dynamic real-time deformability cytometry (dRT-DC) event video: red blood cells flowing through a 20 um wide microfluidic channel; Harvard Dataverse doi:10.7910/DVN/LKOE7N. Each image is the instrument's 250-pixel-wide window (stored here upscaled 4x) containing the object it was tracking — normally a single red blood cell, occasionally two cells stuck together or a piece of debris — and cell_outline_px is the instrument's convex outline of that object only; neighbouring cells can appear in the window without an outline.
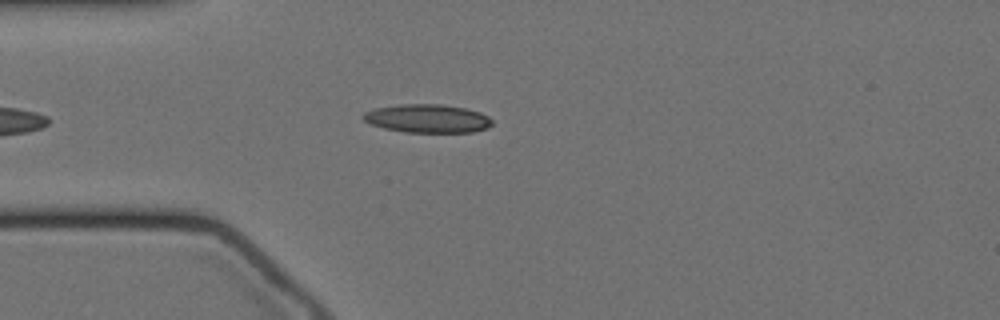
{"species": "Egyptian fruit bat (a non-hibernating species)", "species_latin": "Rousettus aegyptiacus", "temperature_condition": "cold", "stored_images_in_passage": 32, "camera_frame_rate_fps": 3000, "um_per_image_px": 0.085, "animal": {"sex": "female"}, "frame": {"image": 1, "passage_image": 6, "time_ms": 1.667, "image_size_px": [1000, 320], "cell_outline_px": [[492, 124], [488, 128], [472, 132], [404, 132], [384, 128], [372, 124], [364, 120], [360, 116], [364, 112], [376, 108], [400, 104], [440, 104], [464, 108], [480, 112], [488, 116], [492, 120]], "centroid_in_image_um": [36.33, 10.07], "position_along_channel_um": 48.7, "area_um2": 21.33}}
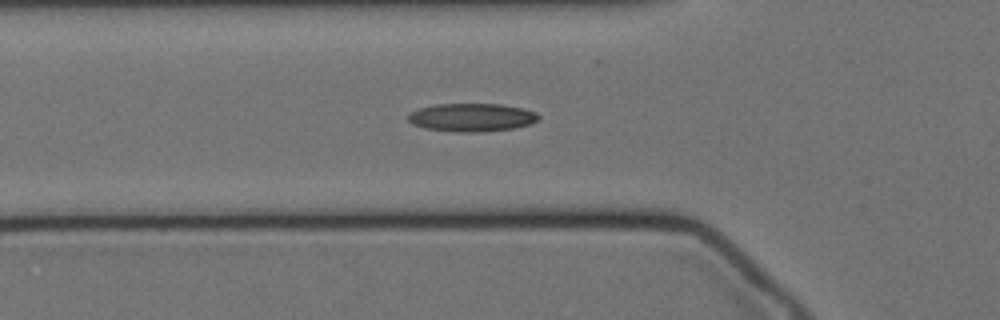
{"frame": {"image": 2, "passage_image": 10, "time_ms": 3.0, "image_size_px": [1000, 320], "cell_outline_px": [[540, 116], [532, 124], [516, 128], [484, 132], [456, 132], [424, 128], [412, 124], [408, 120], [408, 112], [420, 108], [436, 104], [500, 104], [524, 108], [536, 112]], "centroid_in_image_um": [40.11, 9.98], "position_along_channel_um": 85.7, "area_um2": 21.68}}
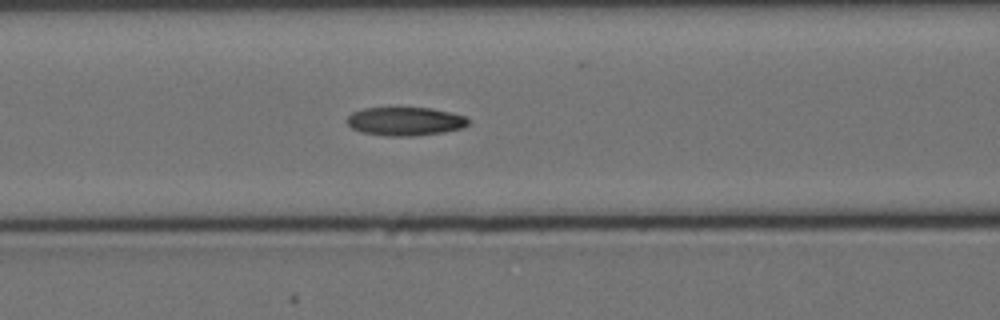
{"frame": {"image": 3, "passage_image": 14, "time_ms": 4.333, "image_size_px": [1000, 320], "cell_outline_px": [[468, 124], [464, 128], [444, 132], [412, 136], [388, 136], [360, 132], [352, 128], [348, 124], [348, 116], [352, 112], [364, 108], [432, 108], [464, 116], [468, 120]], "centroid_in_image_um": [34.43, 10.32], "position_along_channel_um": 132.2, "area_um2": 20.06}}